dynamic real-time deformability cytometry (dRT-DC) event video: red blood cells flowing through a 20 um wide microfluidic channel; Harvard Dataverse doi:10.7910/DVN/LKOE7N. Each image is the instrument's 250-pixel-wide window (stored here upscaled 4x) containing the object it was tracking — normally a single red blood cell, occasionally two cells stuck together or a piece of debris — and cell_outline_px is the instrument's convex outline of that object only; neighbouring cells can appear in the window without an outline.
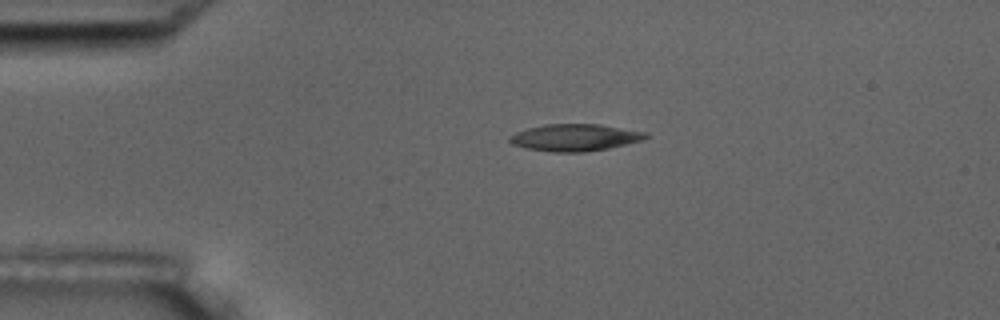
{"species": "common noctule bat (a hibernating species)", "species_latin": "Nyctalus noctula", "temperature_condition": "room temperature", "stored_images_in_passage": 2, "camera_frame_rate_fps": 3000, "um_per_image_px": 0.085, "animal": {"sex": "male", "body_mass_g": 17.5, "forearm_length_mm": 52.3}, "frame": {"image": 1, "passage_image": 1, "time_ms": 0.0, "image_size_px": [1000, 320], "cell_outline_px": [[648, 136], [644, 140], [608, 148], [584, 152], [552, 152], [528, 148], [512, 144], [508, 140], [508, 136], [516, 132], [528, 128], [544, 124], [600, 124], [644, 132]], "centroid_in_image_um": [48.84, 11.69], "position_along_channel_um": 36.2, "area_um2": 21.27}}